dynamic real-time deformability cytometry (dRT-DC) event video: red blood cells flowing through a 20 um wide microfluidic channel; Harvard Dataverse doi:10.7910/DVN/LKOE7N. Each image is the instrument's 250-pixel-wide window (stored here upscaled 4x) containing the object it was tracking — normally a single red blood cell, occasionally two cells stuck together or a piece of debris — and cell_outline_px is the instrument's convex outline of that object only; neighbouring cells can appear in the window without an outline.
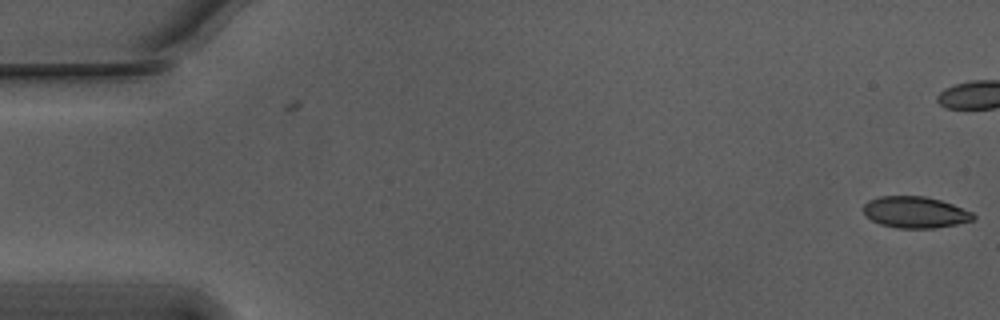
{"species": "Egyptian fruit bat (a non-hibernating species)", "species_latin": "Rousettus aegyptiacus", "temperature_condition": "warm", "stored_images_in_passage": 5, "camera_frame_rate_fps": 3000, "um_per_image_px": 0.085, "animal": {"sex": "male"}, "frame": {"image": 1, "passage_image": 5, "time_ms": 1.333, "image_size_px": [1000, 320], "cell_outline_px": [[976, 216], [972, 220], [956, 224], [936, 228], [896, 228], [880, 224], [864, 216], [864, 204], [868, 200], [880, 196], [924, 196], [940, 200], [952, 204], [972, 212]], "centroid_in_image_um": [77.76, 18.04], "position_along_channel_um": 7.2, "area_um2": 20.11}}